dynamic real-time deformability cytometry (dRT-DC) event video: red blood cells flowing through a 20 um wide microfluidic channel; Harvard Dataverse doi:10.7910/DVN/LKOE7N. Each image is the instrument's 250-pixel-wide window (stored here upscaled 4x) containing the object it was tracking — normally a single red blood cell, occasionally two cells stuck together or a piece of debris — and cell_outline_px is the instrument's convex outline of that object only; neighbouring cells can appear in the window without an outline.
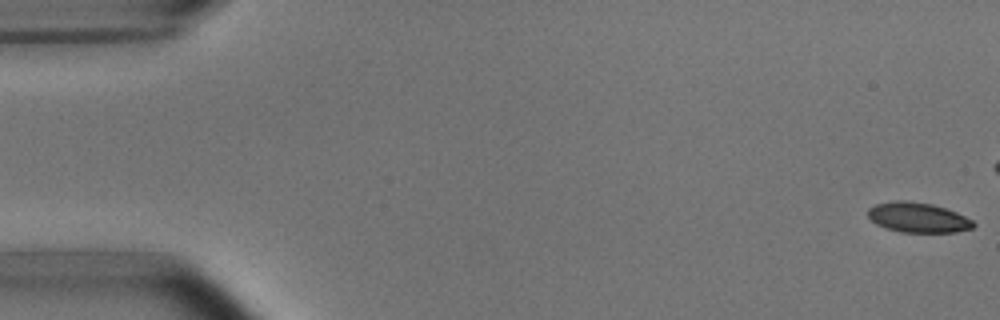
{"species": "common noctule bat (a hibernating species)", "species_latin": "Nyctalus noctula", "temperature_condition": "room temperature", "stored_images_in_passage": 5, "camera_frame_rate_fps": 3000, "um_per_image_px": 0.085, "animal": {"sex": "male", "body_mass_g": 15.6}, "frame": {"image": 1, "passage_image": 1, "time_ms": 0.0, "image_size_px": [1000, 320], "cell_outline_px": [[976, 224], [972, 228], [956, 232], [900, 232], [876, 224], [868, 216], [868, 208], [876, 204], [896, 200], [904, 200], [932, 204], [956, 212], [972, 220]], "centroid_in_image_um": [78.02, 18.48], "position_along_channel_um": 7.0, "area_um2": 18.26}}